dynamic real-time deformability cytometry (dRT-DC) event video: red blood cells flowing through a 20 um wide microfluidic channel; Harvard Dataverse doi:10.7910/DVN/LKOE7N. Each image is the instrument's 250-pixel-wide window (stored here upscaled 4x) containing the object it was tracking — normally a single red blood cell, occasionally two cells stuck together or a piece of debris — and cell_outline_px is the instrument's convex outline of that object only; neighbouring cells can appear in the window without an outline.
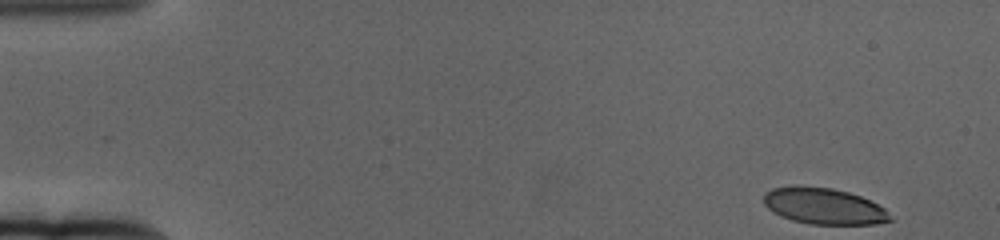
{"species": "human", "species_latin": "Homo sapiens", "temperature_condition": "cold", "stored_images_in_passage": 58, "camera_frame_rate_fps": 3000, "um_per_image_px": 0.085, "donor": {"sex": "female"}, "frame": {"image": 1, "passage_image": 1, "time_ms": 0.0, "image_size_px": [1000, 240], "cell_outline_px": [[892, 220], [876, 224], [808, 224], [792, 220], [780, 216], [772, 212], [764, 204], [764, 192], [772, 188], [792, 184], [796, 184], [832, 188], [848, 192], [860, 196], [884, 208]], "centroid_in_image_um": [69.95, 17.5], "position_along_channel_um": 15.1, "area_um2": 26.93}}
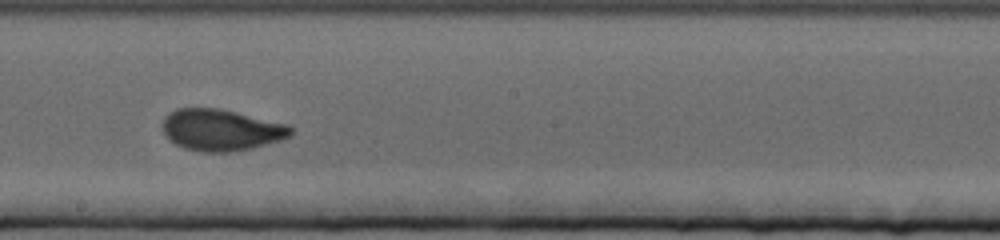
{"frame": {"image": 2, "passage_image": 32, "time_ms": 10.333, "image_size_px": [1000, 240], "cell_outline_px": [[292, 136], [280, 140], [252, 148], [232, 152], [200, 152], [184, 148], [176, 144], [164, 132], [164, 116], [168, 112], [176, 108], [220, 108], [288, 124], [292, 128]], "centroid_in_image_um": [18.82, 11.04], "position_along_channel_um": 229.4, "area_um2": 31.04}}
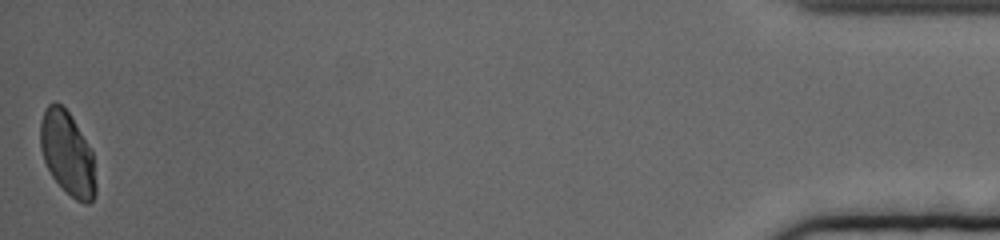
{"frame": {"image": 3, "passage_image": 58, "time_ms": 19.0, "image_size_px": [1000, 240], "cell_outline_px": [[96, 192], [92, 200], [88, 204], [84, 204], [76, 200], [52, 176], [44, 160], [40, 148], [40, 120], [44, 108], [48, 104], [56, 100], [68, 112], [92, 152], [96, 184]], "centroid_in_image_um": [5.71, 13.03], "position_along_channel_um": 429.5, "area_um2": 26.65}, "authors_computed_cell_mechanics": {"area_um2": 29.4202, "velocity_mm_per_s": 3.3046, "shape_relaxation_time_tau1_ms": 5.1338, "shape_relaxation_time_tau2_ms": null, "deformation_change_tau1": 0.1626, "deformation_change_tau2": null}}